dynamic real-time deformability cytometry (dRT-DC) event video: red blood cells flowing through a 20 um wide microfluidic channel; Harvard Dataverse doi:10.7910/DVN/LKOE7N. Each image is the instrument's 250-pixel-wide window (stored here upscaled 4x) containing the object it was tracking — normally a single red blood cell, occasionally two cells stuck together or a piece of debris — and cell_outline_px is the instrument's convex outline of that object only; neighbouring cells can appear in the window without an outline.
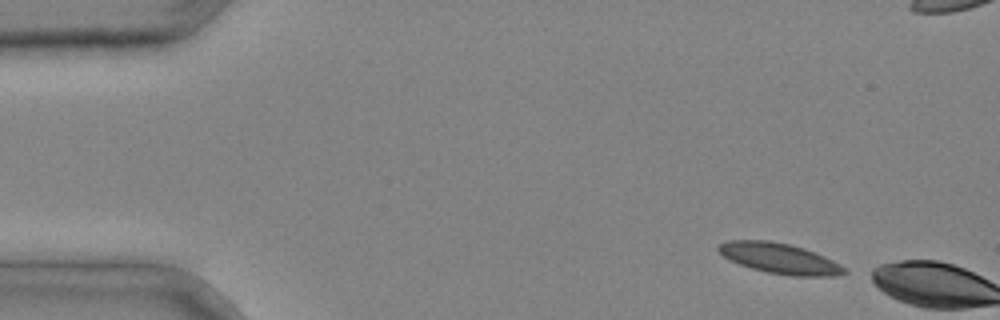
{"species": "common noctule bat (a hibernating species)", "species_latin": "Nyctalus noctula", "temperature_condition": "cold", "stored_images_in_passage": 2, "camera_frame_rate_fps": 3000, "um_per_image_px": 0.085, "animal": {"sex": "male", "body_mass_g": 20.4}, "frame": {"image": 1, "passage_image": 1, "time_ms": 0.0, "image_size_px": [1000, 320], "cell_outline_px": [[848, 272], [836, 276], [792, 276], [768, 272], [752, 268], [740, 264], [724, 256], [716, 248], [720, 244], [728, 240], [768, 240], [792, 244], [804, 248], [824, 256], [848, 268]], "centroid_in_image_um": [66.32, 21.96], "position_along_channel_um": 18.7, "area_um2": 22.31}}